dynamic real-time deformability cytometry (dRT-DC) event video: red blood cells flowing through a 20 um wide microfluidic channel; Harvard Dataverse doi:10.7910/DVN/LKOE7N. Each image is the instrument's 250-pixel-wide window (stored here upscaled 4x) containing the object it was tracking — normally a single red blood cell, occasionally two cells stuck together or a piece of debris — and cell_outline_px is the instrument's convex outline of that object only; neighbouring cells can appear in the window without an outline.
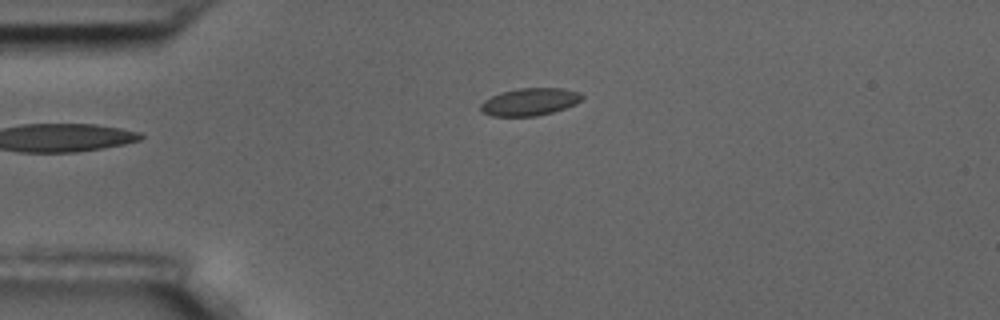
{"species": "common noctule bat (a hibernating species)", "species_latin": "Nyctalus noctula", "temperature_condition": "room temperature", "stored_images_in_passage": 45, "camera_frame_rate_fps": 3000, "um_per_image_px": 0.085, "animal": {"sex": "male", "body_mass_g": 17.5, "forearm_length_mm": 52.3}, "frame": {"image": 1, "passage_image": 1, "time_ms": 0.0, "image_size_px": [1000, 320], "cell_outline_px": [[584, 96], [576, 104], [552, 112], [536, 116], [492, 116], [480, 112], [480, 104], [484, 100], [500, 92], [520, 88], [564, 88], [580, 92]], "centroid_in_image_um": [45.01, 8.65], "position_along_channel_um": 40.0, "area_um2": 16.3}}
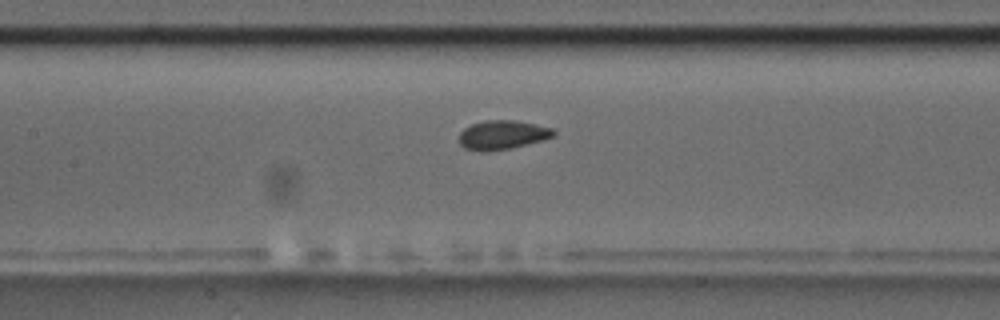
{"frame": {"image": 2, "passage_image": 14, "time_ms": 4.333, "image_size_px": [1000, 320], "cell_outline_px": [[556, 132], [552, 136], [544, 140], [512, 148], [484, 152], [480, 152], [464, 148], [460, 144], [460, 132], [464, 128], [472, 124], [484, 120], [516, 120], [536, 124], [552, 128]], "centroid_in_image_um": [42.7, 11.47], "position_along_channel_um": 164.7, "area_um2": 16.13}}
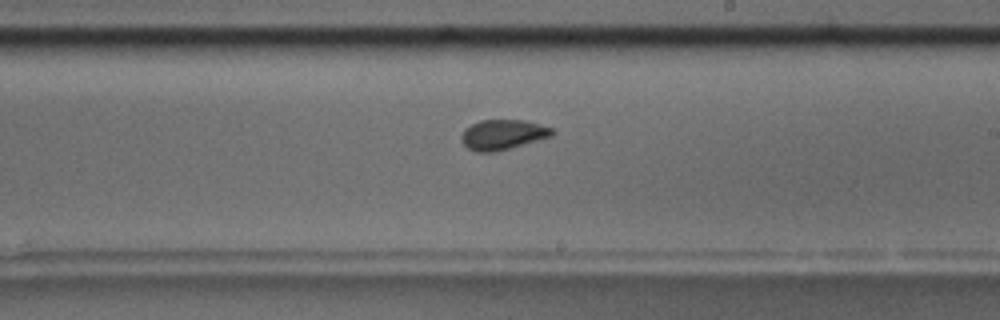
{"frame": {"image": 3, "passage_image": 21, "time_ms": 6.667, "image_size_px": [1000, 320], "cell_outline_px": [[556, 132], [552, 136], [496, 152], [476, 152], [468, 148], [460, 140], [460, 136], [464, 128], [480, 120], [524, 120], [556, 128]], "centroid_in_image_um": [42.75, 11.44], "position_along_channel_um": 246.3, "area_um2": 16.13}, "authors_computed_cell_mechanics": {"area_um2": 15.9528, "velocity_mm_per_s": 3.5142, "shape_relaxation_time_tau1_ms": null, "shape_relaxation_time_tau2_ms": 0.2953, "deformation_change_tau1": null, "deformation_change_tau2": 0.0313}}